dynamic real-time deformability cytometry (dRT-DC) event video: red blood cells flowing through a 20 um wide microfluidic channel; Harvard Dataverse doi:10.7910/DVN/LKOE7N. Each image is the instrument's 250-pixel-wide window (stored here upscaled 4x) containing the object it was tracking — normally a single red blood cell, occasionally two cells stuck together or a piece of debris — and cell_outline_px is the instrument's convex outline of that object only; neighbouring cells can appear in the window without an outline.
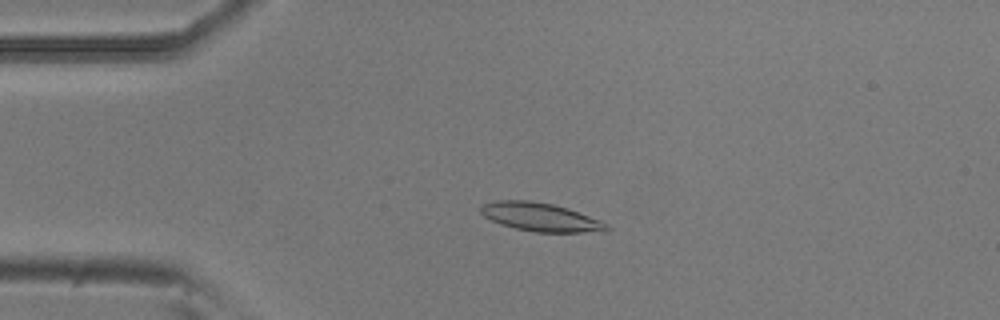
{"species": "common noctule bat (a hibernating species)", "species_latin": "Nyctalus noctula", "temperature_condition": "room temperature", "stored_images_in_passage": 53, "camera_frame_rate_fps": 3000, "um_per_image_px": 0.085, "animal": {"sex": "male", "body_mass_g": 20.5, "forearm_length_mm": 52.5}, "frame": {"image": 1, "passage_image": 12, "time_ms": 3.667, "image_size_px": [1000, 320], "cell_outline_px": [[612, 228], [604, 232], [536, 232], [516, 228], [492, 220], [484, 216], [480, 212], [480, 208], [484, 204], [496, 200], [532, 200], [552, 204], [568, 208], [600, 220], [608, 224]], "centroid_in_image_um": [46.0, 18.45], "position_along_channel_um": 39.0, "area_um2": 20.81}}
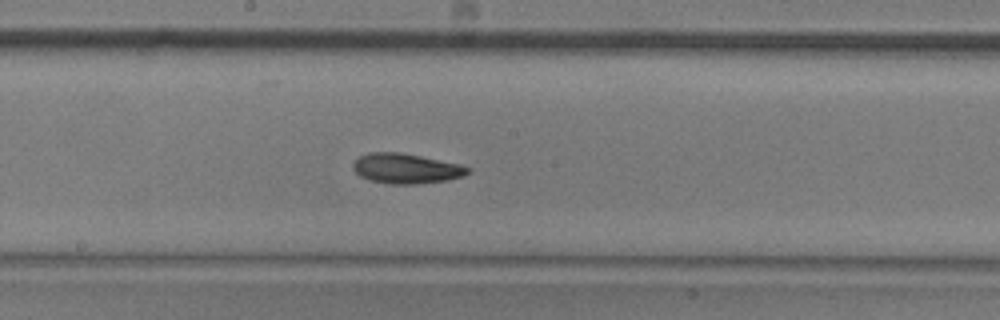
{"frame": {"image": 2, "passage_image": 28, "time_ms": 9.0, "image_size_px": [1000, 320], "cell_outline_px": [[472, 168], [464, 176], [448, 180], [416, 184], [392, 184], [372, 180], [360, 176], [352, 168], [352, 164], [360, 156], [368, 152], [400, 152], [460, 164]], "centroid_in_image_um": [34.53, 14.32], "position_along_channel_um": 213.7, "area_um2": 20.0}}
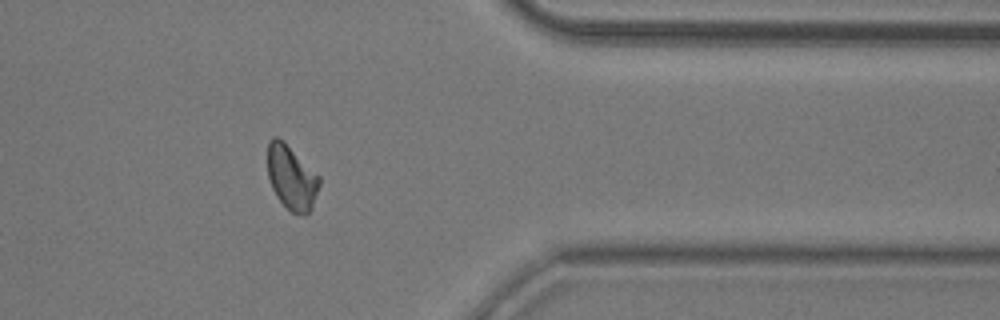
{"frame": {"image": 3, "passage_image": 43, "time_ms": 14.0, "image_size_px": [1000, 320], "cell_outline_px": [[320, 184], [312, 208], [304, 216], [292, 212], [276, 196], [272, 188], [268, 176], [268, 140], [272, 136], [276, 136], [284, 140], [320, 176]], "centroid_in_image_um": [24.78, 15.06], "position_along_channel_um": 386.6, "area_um2": 19.54}, "authors_computed_cell_mechanics": {"area_um2": 19.7676, "velocity_mm_per_s": 3.7831, "shape_relaxation_time_tau1_ms": 4.5422, "shape_relaxation_time_tau2_ms": 3.3416, "deformation_change_tau1": 0.1359, "deformation_change_tau2": 0.0936}}